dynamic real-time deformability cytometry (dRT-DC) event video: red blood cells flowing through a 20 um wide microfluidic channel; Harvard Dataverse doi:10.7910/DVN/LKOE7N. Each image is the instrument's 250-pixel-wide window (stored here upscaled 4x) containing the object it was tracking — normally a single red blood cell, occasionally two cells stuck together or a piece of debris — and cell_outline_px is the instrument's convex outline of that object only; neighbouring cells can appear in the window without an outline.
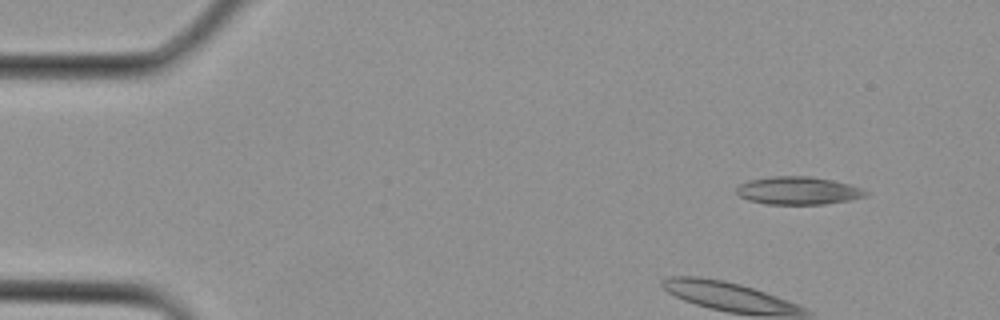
{"species": "Egyptian fruit bat (a non-hibernating species)", "species_latin": "Rousettus aegyptiacus", "temperature_condition": "cold", "stored_images_in_passage": 3, "camera_frame_rate_fps": 3000, "um_per_image_px": 0.085, "animal": {"sex": "female"}, "frame": {"image": 1, "passage_image": 1, "time_ms": 0.0, "image_size_px": [1000, 320], "cell_outline_px": [[868, 196], [852, 200], [824, 204], [764, 204], [748, 200], [740, 196], [736, 192], [736, 188], [740, 184], [748, 180], [772, 176], [808, 176], [832, 180], [848, 184], [860, 188], [868, 192]], "centroid_in_image_um": [67.84, 16.21], "position_along_channel_um": 17.2, "area_um2": 21.04}}